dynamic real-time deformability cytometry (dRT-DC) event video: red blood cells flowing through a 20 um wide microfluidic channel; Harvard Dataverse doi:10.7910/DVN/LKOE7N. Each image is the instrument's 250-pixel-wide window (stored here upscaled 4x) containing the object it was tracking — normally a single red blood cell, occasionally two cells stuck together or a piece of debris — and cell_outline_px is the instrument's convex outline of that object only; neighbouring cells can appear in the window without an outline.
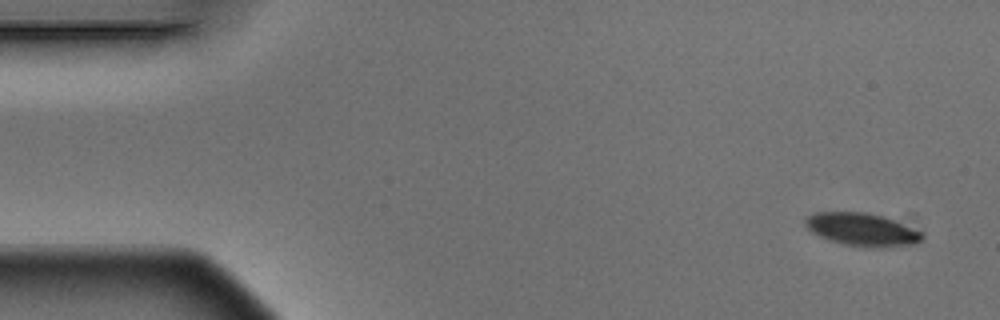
{"species": "Egyptian fruit bat (a non-hibernating species)", "species_latin": "Rousettus aegyptiacus", "temperature_condition": "warm", "stored_images_in_passage": 5, "camera_frame_rate_fps": 3000, "um_per_image_px": 0.085, "animal": {"sex": "male"}, "frame": {"image": 1, "passage_image": 1, "time_ms": 0.0, "image_size_px": [1000, 320], "cell_outline_px": [[924, 240], [916, 244], [884, 248], [868, 248], [844, 244], [828, 240], [812, 232], [804, 224], [804, 220], [808, 216], [816, 212], [864, 212], [884, 216], [924, 232]], "centroid_in_image_um": [73.33, 19.53], "position_along_channel_um": 11.7, "area_um2": 22.77}}